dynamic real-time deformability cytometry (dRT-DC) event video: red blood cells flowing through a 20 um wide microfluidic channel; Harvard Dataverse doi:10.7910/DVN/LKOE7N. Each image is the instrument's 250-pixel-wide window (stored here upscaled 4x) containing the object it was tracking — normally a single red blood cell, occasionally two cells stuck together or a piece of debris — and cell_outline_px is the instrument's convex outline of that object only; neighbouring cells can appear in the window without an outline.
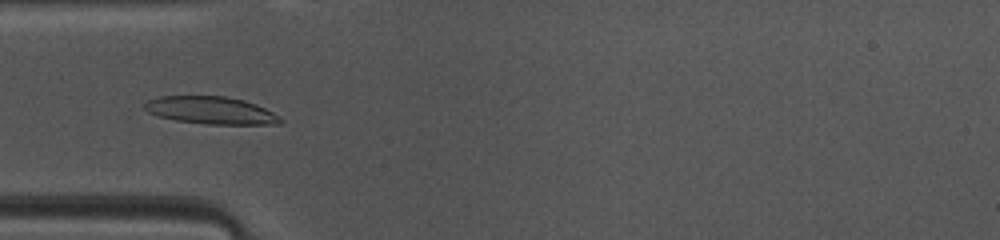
{"species": "common noctule bat (a hibernating species)", "species_latin": "Nyctalus noctula", "temperature_condition": "warm", "stored_images_in_passage": 47, "camera_frame_rate_fps": 3000, "um_per_image_px": 0.085, "animal": {"sex": "female", "body_mass_g": 10.0, "forearm_length_mm": 53.1}, "frame": {"image": 1, "passage_image": 13, "time_ms": 4.0, "image_size_px": [1000, 240], "cell_outline_px": [[284, 120], [280, 124], [204, 124], [176, 120], [156, 116], [148, 112], [144, 108], [144, 104], [148, 100], [160, 96], [224, 96], [244, 100], [256, 104], [280, 116]], "centroid_in_image_um": [17.92, 9.38], "position_along_channel_um": 67.1, "area_um2": 21.79}}
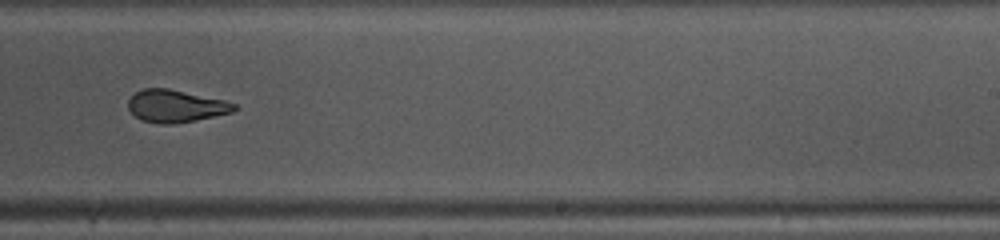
{"frame": {"image": 2, "passage_image": 28, "time_ms": 9.0, "image_size_px": [1000, 240], "cell_outline_px": [[236, 108], [232, 112], [196, 120], [172, 124], [160, 124], [140, 120], [128, 108], [128, 100], [136, 92], [144, 88], [168, 88], [224, 100], [236, 104]], "centroid_in_image_um": [14.91, 9.02], "position_along_channel_um": 274.1, "area_um2": 19.88}}
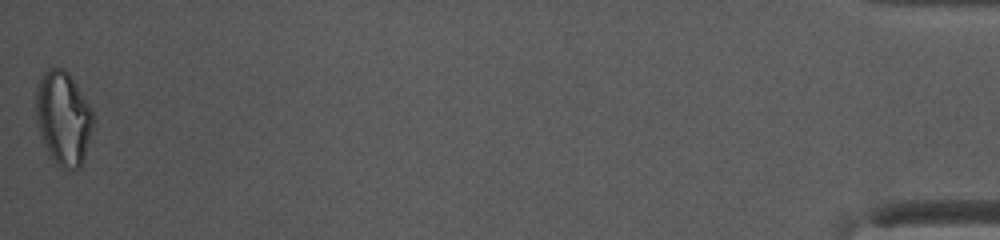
{"frame": {"image": 3, "passage_image": 47, "time_ms": 15.333, "image_size_px": [1000, 240], "cell_outline_px": [[96, 120], [84, 160], [80, 168], [72, 172], [60, 168], [56, 164], [48, 152], [40, 136], [36, 112], [36, 92], [40, 80], [44, 72], [48, 68], [64, 68], [68, 72], [88, 104]], "centroid_in_image_um": [5.41, 10.11], "position_along_channel_um": 429.8, "area_um2": 31.5}, "authors_computed_cell_mechanics": {"area_um2": 21.5016, "velocity_mm_per_s": 4.1144, "shape_relaxation_time_tau1_ms": 4.3198, "shape_relaxation_time_tau2_ms": 1.563, "deformation_change_tau1": 0.1912, "deformation_change_tau2": 0.0943}}